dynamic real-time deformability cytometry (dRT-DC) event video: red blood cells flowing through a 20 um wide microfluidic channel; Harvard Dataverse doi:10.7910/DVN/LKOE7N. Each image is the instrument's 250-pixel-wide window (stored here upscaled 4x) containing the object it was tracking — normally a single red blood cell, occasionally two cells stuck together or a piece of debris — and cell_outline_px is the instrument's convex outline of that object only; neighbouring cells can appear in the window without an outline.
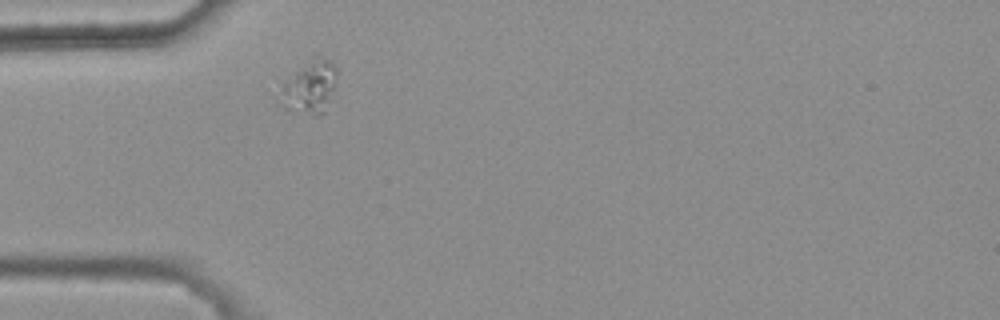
{"species": "common noctule bat (a hibernating species)", "species_latin": "Nyctalus noctula", "temperature_condition": "warm", "stored_images_in_passage": 1, "camera_frame_rate_fps": 3000, "um_per_image_px": 0.085, "animal": {"sex": "female", "body_mass_g": 25.1}, "frame": {"image": 1, "passage_image": 1, "time_ms": 0.0, "image_size_px": [1000, 320], "cell_outline_px": [[336, 76], [324, 112], [320, 116], [312, 116], [284, 92], [284, 84], [296, 72], [320, 60], [328, 60], [336, 68]], "centroid_in_image_um": [26.54, 7.37], "position_along_channel_um": 58.5, "area_um2": 13.81}}